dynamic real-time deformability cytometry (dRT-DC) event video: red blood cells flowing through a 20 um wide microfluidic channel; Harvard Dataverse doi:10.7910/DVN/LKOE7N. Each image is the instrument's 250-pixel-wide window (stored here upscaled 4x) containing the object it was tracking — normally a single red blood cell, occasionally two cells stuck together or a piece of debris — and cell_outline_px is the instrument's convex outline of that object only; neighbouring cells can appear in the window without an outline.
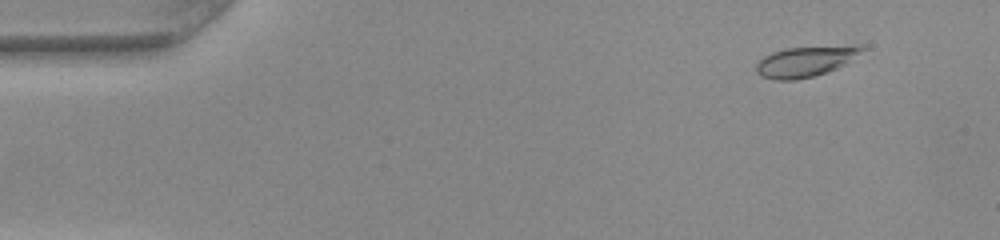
{"species": "common noctule bat (a hibernating species)", "species_latin": "Nyctalus noctula", "temperature_condition": "warm", "stored_images_in_passage": 52, "camera_frame_rate_fps": 3000, "um_per_image_px": 0.085, "animal": {"sex": "female", "body_mass_g": 22.0, "forearm_length_mm": 56.7}, "frame": {"image": 1, "passage_image": 5, "time_ms": 1.333, "image_size_px": [1000, 240], "cell_outline_px": [[868, 48], [844, 64], [836, 68], [812, 76], [796, 80], [776, 80], [760, 76], [756, 72], [756, 64], [764, 56], [772, 52], [784, 48], [852, 44], [864, 44]], "centroid_in_image_um": [68.51, 5.18], "position_along_channel_um": 16.5, "area_um2": 19.07}}
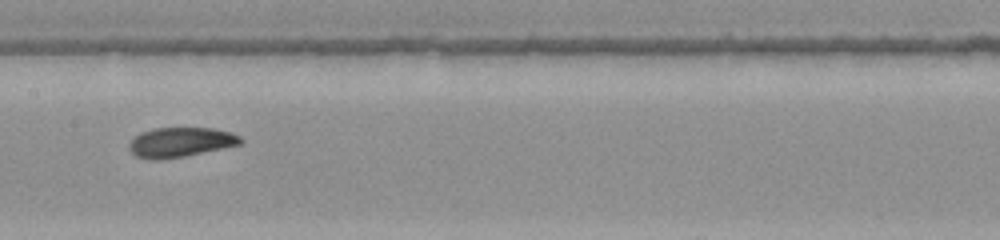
{"frame": {"image": 2, "passage_image": 26, "time_ms": 8.333, "image_size_px": [1000, 240], "cell_outline_px": [[244, 140], [240, 144], [184, 156], [156, 160], [148, 160], [136, 156], [128, 148], [128, 144], [140, 132], [156, 128], [212, 128], [228, 132], [240, 136]], "centroid_in_image_um": [15.3, 12.09], "position_along_channel_um": 192.1, "area_um2": 19.07}}
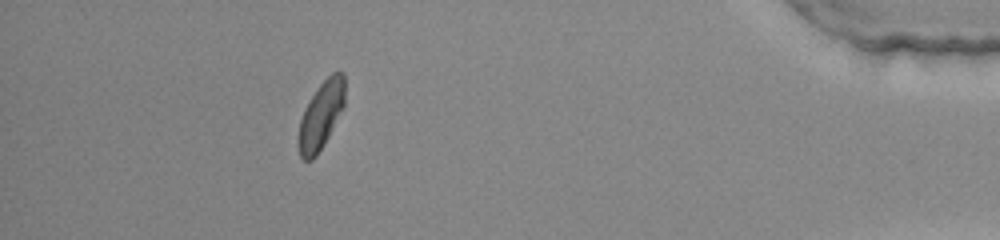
{"frame": {"image": 3, "passage_image": 46, "time_ms": 15.0, "image_size_px": [1000, 240], "cell_outline_px": [[344, 104], [328, 136], [316, 156], [312, 160], [304, 160], [300, 156], [296, 144], [296, 140], [300, 120], [304, 108], [316, 88], [332, 72], [344, 72]], "centroid_in_image_um": [27.23, 9.82], "position_along_channel_um": 408.0, "area_um2": 18.21}}